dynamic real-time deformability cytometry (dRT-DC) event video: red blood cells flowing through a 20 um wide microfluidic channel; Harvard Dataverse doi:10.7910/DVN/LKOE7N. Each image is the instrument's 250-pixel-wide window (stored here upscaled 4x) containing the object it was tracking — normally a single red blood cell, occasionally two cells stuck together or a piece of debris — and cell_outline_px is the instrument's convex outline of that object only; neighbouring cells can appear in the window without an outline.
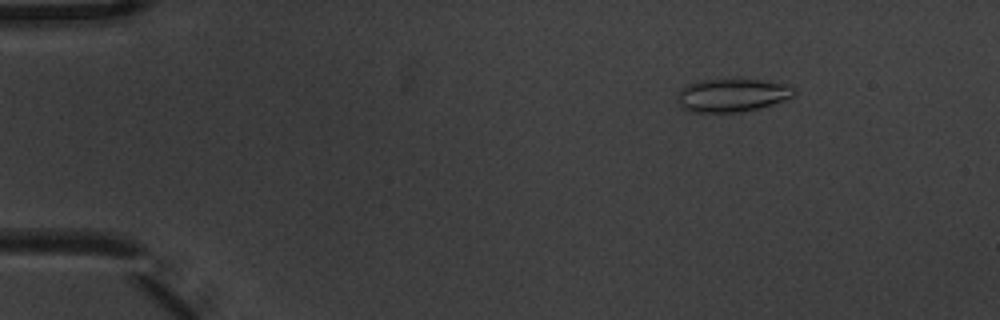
{"species": "common noctule bat (a hibernating species)", "species_latin": "Nyctalus noctula", "temperature_condition": "warm", "stored_images_in_passage": 5, "camera_frame_rate_fps": 3000, "um_per_image_px": 0.085, "animal": {"sex": "male", "body_mass_g": 20.1, "forearm_length_mm": 53.5}, "frame": {"image": 1, "passage_image": 3, "time_ms": 0.667, "image_size_px": [1000, 320], "cell_outline_px": [[796, 92], [792, 96], [784, 100], [760, 108], [740, 112], [692, 112], [680, 108], [676, 96], [688, 84], [700, 80], [760, 80], [788, 84], [796, 88]], "centroid_in_image_um": [62.24, 8.1], "position_along_channel_um": 22.8, "area_um2": 22.48}}